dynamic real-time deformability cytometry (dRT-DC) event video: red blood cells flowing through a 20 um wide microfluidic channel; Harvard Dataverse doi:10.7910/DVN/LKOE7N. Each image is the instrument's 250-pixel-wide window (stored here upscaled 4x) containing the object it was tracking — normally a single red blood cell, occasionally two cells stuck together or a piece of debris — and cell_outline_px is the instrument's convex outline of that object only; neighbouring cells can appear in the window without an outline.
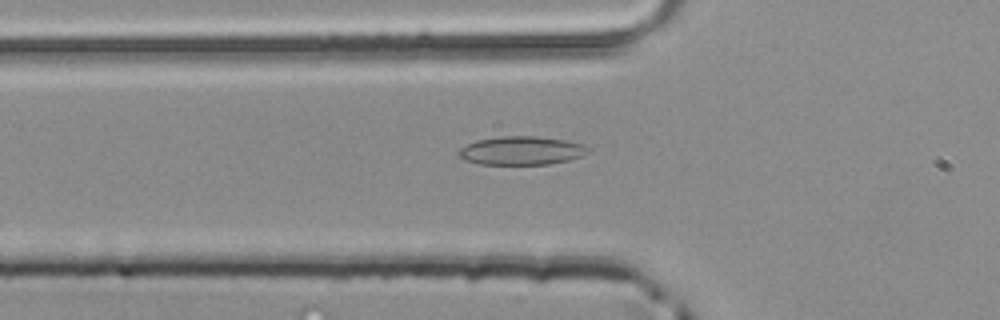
{"species": "common noctule bat (a hibernating species)", "species_latin": "Nyctalus noctula", "temperature_condition": "room temperature", "stored_images_in_passage": 16, "camera_frame_rate_fps": 3000, "um_per_image_px": 0.085, "animal": {"sex": "male", "body_mass_g": 20.4}, "frame": {"image": 1, "passage_image": 6, "time_ms": 1.667, "image_size_px": [1000, 320], "cell_outline_px": [[592, 152], [568, 160], [548, 164], [480, 164], [464, 160], [456, 152], [460, 148], [476, 140], [500, 136], [536, 136], [568, 140], [584, 144], [592, 148]], "centroid_in_image_um": [44.37, 12.79], "position_along_channel_um": 81.4, "area_um2": 21.73}}
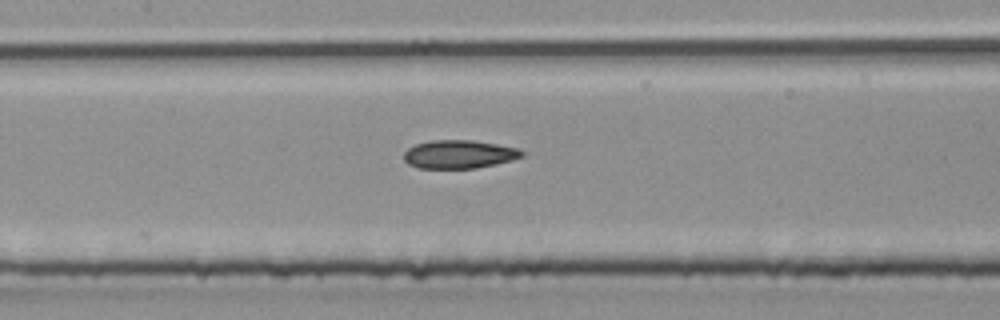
{"frame": {"image": 2, "passage_image": 12, "time_ms": 3.667, "image_size_px": [1000, 320], "cell_outline_px": [[524, 156], [512, 160], [496, 164], [476, 168], [416, 168], [408, 164], [404, 160], [404, 152], [408, 148], [416, 144], [428, 140], [472, 140], [496, 144], [516, 148], [524, 152]], "centroid_in_image_um": [39.0, 13.11], "position_along_channel_um": 168.4, "area_um2": 19.54}}
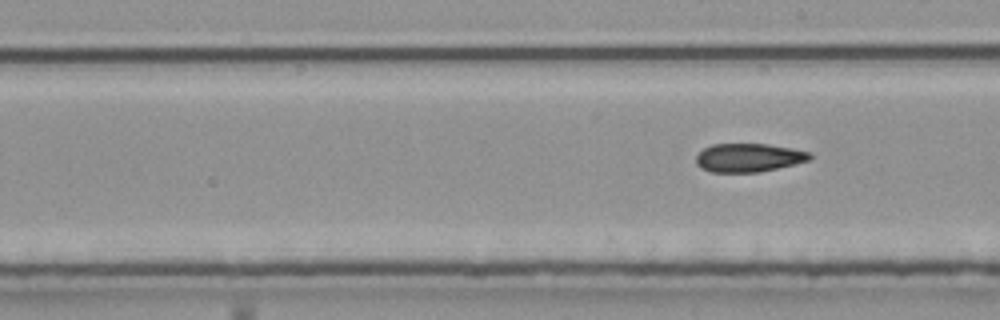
{"frame": {"image": 3, "passage_image": 16, "time_ms": 5.0, "image_size_px": [1000, 320], "cell_outline_px": [[812, 156], [808, 160], [796, 164], [760, 172], [712, 172], [700, 168], [696, 164], [696, 156], [704, 148], [712, 144], [768, 144], [792, 148], [812, 152]], "centroid_in_image_um": [63.64, 13.4], "position_along_channel_um": 225.4, "area_um2": 19.02}}